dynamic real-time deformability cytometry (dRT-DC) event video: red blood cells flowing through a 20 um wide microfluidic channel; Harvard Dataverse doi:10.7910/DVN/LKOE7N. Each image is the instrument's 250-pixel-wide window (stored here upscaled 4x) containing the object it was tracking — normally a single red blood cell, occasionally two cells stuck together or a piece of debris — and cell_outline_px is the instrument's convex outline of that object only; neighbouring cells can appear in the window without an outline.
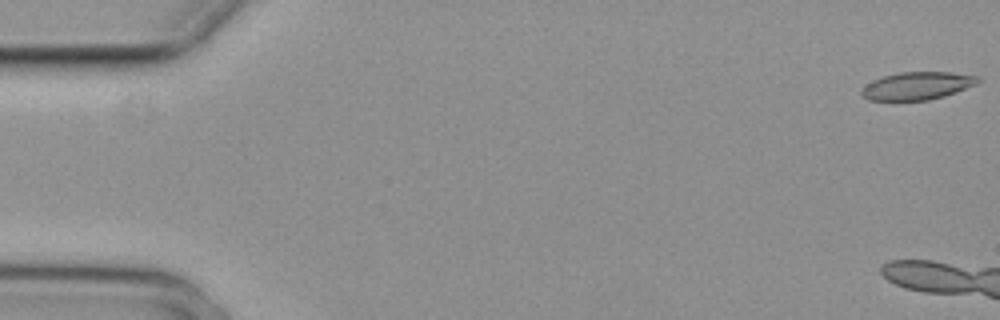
{"species": "common noctule bat (a hibernating species)", "species_latin": "Nyctalus noctula", "temperature_condition": "cold", "stored_images_in_passage": 6, "camera_frame_rate_fps": 3000, "um_per_image_px": 0.085, "animal": {"sex": "female", "body_mass_g": 29.2, "forearm_length_mm": 56.3}, "frame": {"image": 1, "passage_image": 1, "time_ms": 0.0, "image_size_px": [1000, 320], "cell_outline_px": [[980, 80], [976, 84], [944, 96], [928, 100], [868, 100], [860, 92], [860, 88], [872, 80], [884, 76], [900, 72], [952, 72], [980, 76]], "centroid_in_image_um": [77.95, 7.28], "position_along_channel_um": 7.1, "area_um2": 18.79}}
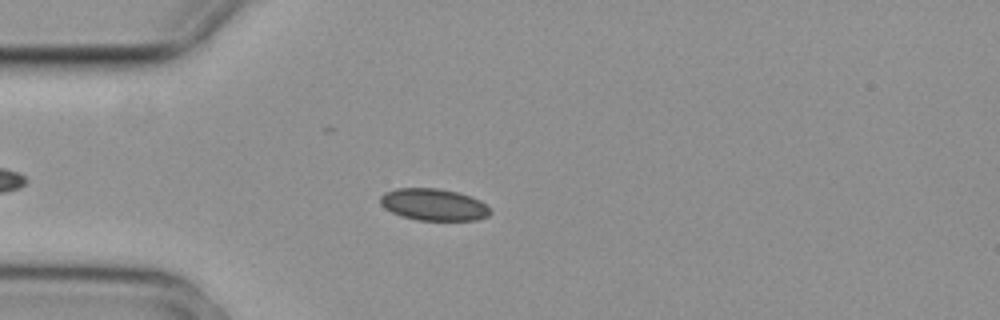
{"frame": {"image": 2, "passage_image": 5, "time_ms": 1.333, "image_size_px": [1000, 320], "cell_outline_px": [[492, 212], [488, 216], [476, 220], [416, 220], [400, 216], [384, 208], [380, 204], [380, 196], [384, 192], [396, 188], [436, 188], [456, 192], [480, 200]], "centroid_in_image_um": [36.81, 17.39], "position_along_channel_um": 48.2, "area_um2": 20.4}}